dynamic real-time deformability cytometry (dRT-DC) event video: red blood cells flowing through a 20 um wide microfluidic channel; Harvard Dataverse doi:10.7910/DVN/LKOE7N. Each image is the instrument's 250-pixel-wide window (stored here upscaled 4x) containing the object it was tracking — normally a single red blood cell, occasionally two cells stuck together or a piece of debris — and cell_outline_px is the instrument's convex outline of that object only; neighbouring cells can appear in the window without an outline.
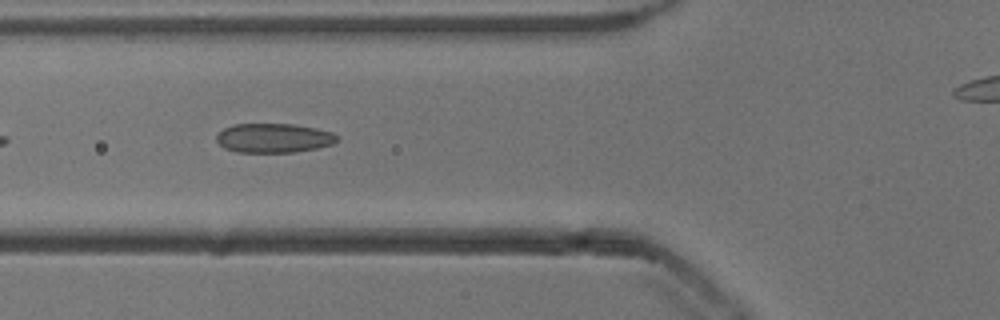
{"species": "common noctule bat (a hibernating species)", "species_latin": "Nyctalus noctula", "temperature_condition": "cold", "stored_images_in_passage": 20, "camera_frame_rate_fps": 3000, "um_per_image_px": 0.085, "animal": {"sex": "male", "body_mass_g": 13.3}, "frame": {"image": 1, "passage_image": 6, "time_ms": 1.667, "image_size_px": [1000, 320], "cell_outline_px": [[340, 140], [332, 144], [316, 148], [292, 152], [236, 152], [224, 148], [216, 140], [216, 136], [224, 128], [232, 124], [296, 124], [316, 128], [332, 132], [340, 136]], "centroid_in_image_um": [23.29, 11.72], "position_along_channel_um": 102.5, "area_um2": 20.69}}
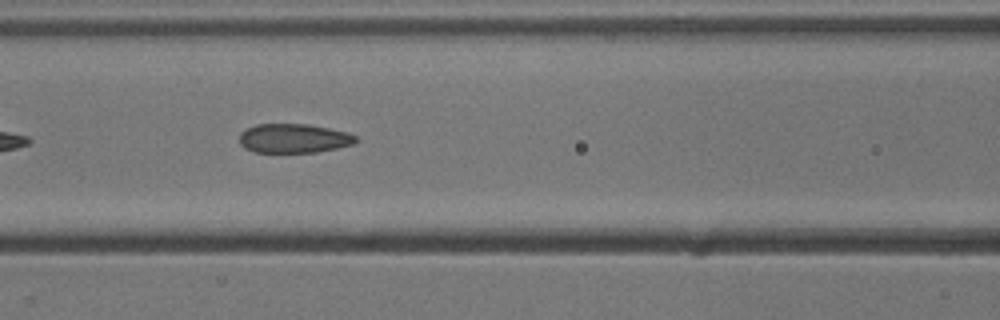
{"frame": {"image": 2, "passage_image": 9, "time_ms": 2.667, "image_size_px": [1000, 320], "cell_outline_px": [[356, 140], [352, 144], [336, 148], [316, 152], [252, 152], [244, 148], [240, 144], [240, 132], [256, 124], [308, 124], [348, 132], [356, 136]], "centroid_in_image_um": [24.94, 11.76], "position_along_channel_um": 141.7, "area_um2": 19.71}}
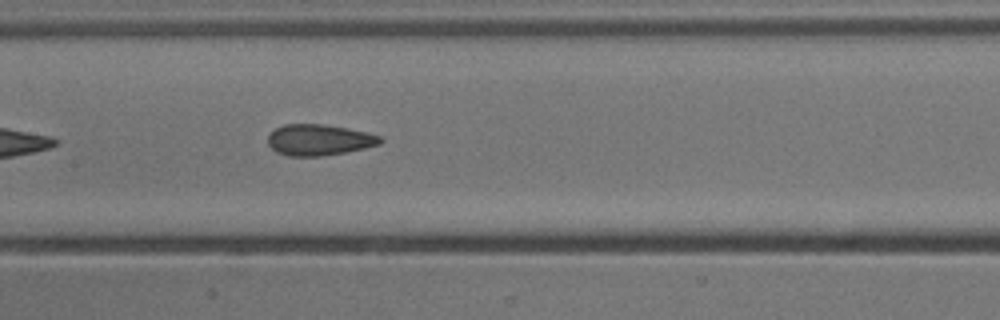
{"frame": {"image": 3, "passage_image": 12, "time_ms": 3.667, "image_size_px": [1000, 320], "cell_outline_px": [[384, 140], [380, 144], [364, 148], [344, 152], [320, 156], [288, 156], [276, 152], [268, 144], [268, 136], [276, 128], [284, 124], [320, 124], [348, 128], [380, 136]], "centroid_in_image_um": [27.1, 11.89], "position_along_channel_um": 180.3, "area_um2": 20.17}}